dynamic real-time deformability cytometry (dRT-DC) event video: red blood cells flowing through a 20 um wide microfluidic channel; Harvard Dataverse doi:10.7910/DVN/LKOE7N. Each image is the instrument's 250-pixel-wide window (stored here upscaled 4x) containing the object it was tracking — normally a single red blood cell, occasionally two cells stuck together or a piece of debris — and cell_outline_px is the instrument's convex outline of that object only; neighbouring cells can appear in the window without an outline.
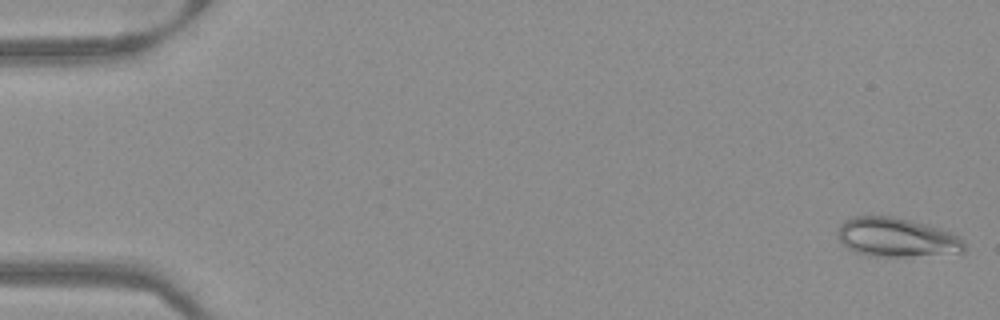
{"species": "Egyptian fruit bat (a non-hibernating species)", "species_latin": "Rousettus aegyptiacus", "temperature_condition": "warm", "stored_images_in_passage": 51, "camera_frame_rate_fps": 3000, "um_per_image_px": 0.085, "frame": {"image": 1, "passage_image": 1, "time_ms": 0.0, "image_size_px": [1000, 320], "cell_outline_px": [[964, 252], [904, 256], [868, 256], [856, 252], [848, 248], [836, 236], [836, 232], [840, 224], [844, 220], [856, 216], [892, 216], [928, 224], [952, 232], [960, 236], [964, 240]], "centroid_in_image_um": [76.2, 20.16], "position_along_channel_um": 8.8, "area_um2": 28.9}}
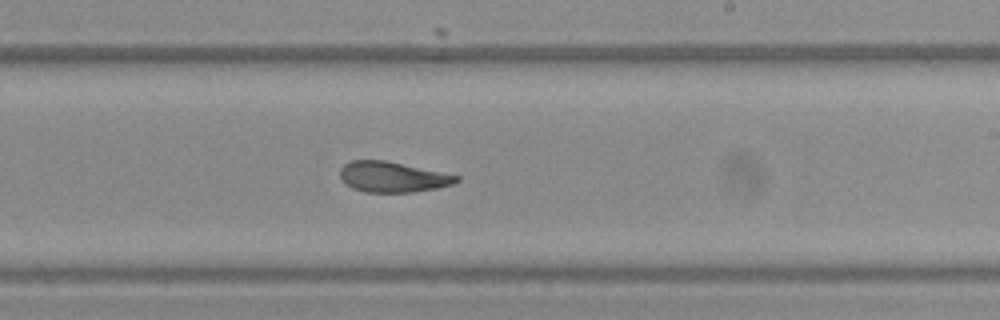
{"frame": {"image": 2, "passage_image": 31, "time_ms": 10.0, "image_size_px": [1000, 320], "cell_outline_px": [[460, 180], [452, 184], [436, 188], [412, 192], [364, 192], [352, 188], [344, 184], [340, 180], [340, 168], [344, 164], [352, 160], [384, 160], [460, 176]], "centroid_in_image_um": [33.31, 15.04], "position_along_channel_um": 255.7, "area_um2": 20.63}}
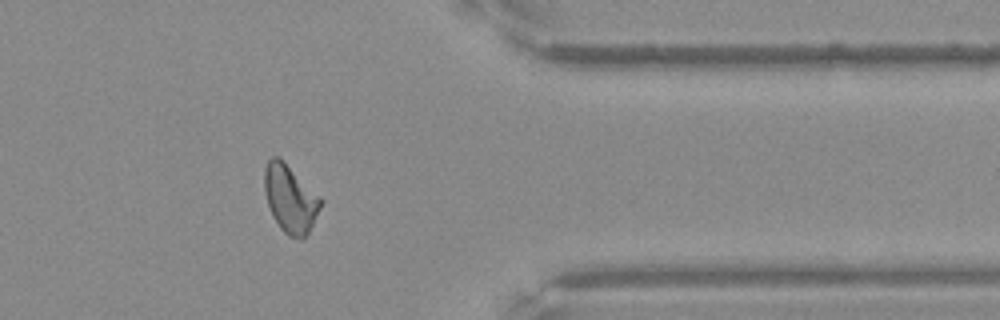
{"frame": {"image": 3, "passage_image": 42, "time_ms": 13.667, "image_size_px": [1000, 320], "cell_outline_px": [[324, 200], [304, 240], [300, 240], [288, 236], [280, 228], [272, 216], [264, 192], [264, 168], [268, 160], [272, 156], [280, 156]], "centroid_in_image_um": [24.66, 16.88], "position_along_channel_um": 386.7, "area_um2": 22.48}}